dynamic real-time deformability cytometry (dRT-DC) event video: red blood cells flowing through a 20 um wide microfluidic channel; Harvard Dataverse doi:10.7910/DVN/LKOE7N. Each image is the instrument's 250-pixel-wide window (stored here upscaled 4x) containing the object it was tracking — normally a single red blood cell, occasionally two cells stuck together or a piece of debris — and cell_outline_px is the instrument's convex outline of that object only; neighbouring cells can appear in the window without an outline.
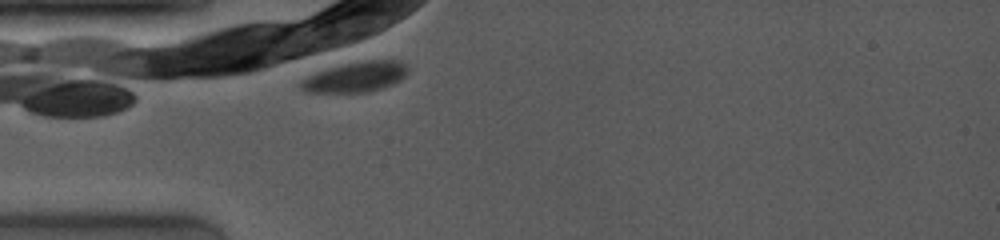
{"species": "common noctule bat (a hibernating species)", "species_latin": "Nyctalus noctula", "temperature_condition": "room temperature", "stored_images_in_passage": 3, "camera_frame_rate_fps": 4000, "um_per_image_px": 0.085, "animal": {"sex": "female", "body_mass_g": 19.0, "forearm_length_mm": 53.3}, "frame": {"image": 1, "passage_image": 3, "time_ms": 0.75, "image_size_px": [1000, 240], "cell_outline_px": [[408, 72], [400, 80], [392, 84], [368, 92], [308, 92], [300, 88], [300, 84], [304, 80], [316, 72], [348, 64], [368, 60], [400, 60], [408, 68]], "centroid_in_image_um": [30.29, 6.55], "position_along_channel_um": 54.7, "area_um2": 18.26}}